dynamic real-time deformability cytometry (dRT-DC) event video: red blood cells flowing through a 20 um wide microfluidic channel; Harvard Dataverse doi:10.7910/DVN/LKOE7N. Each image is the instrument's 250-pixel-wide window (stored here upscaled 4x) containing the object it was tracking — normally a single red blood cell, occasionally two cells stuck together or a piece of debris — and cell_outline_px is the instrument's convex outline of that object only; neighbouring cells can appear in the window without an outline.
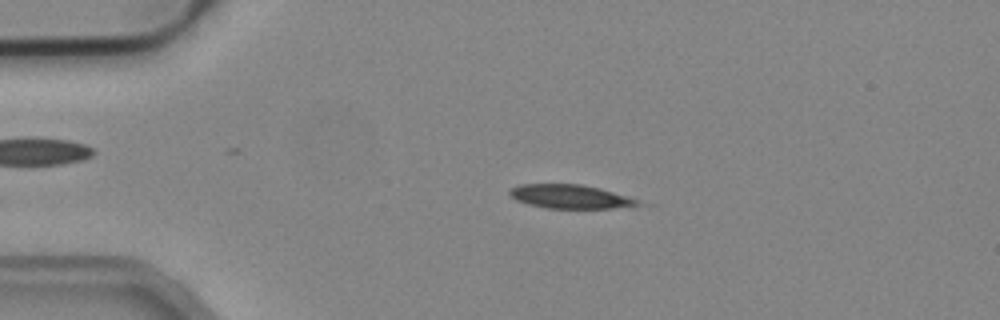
{"species": "common noctule bat (a hibernating species)", "species_latin": "Nyctalus noctula", "temperature_condition": "cold", "stored_images_in_passage": 12, "camera_frame_rate_fps": 3000, "um_per_image_px": 0.085, "animal": {"sex": "male", "body_mass_g": 19.2, "forearm_length_mm": 51.8}, "frame": {"image": 1, "passage_image": 5, "time_ms": 1.333, "image_size_px": [1000, 320], "cell_outline_px": [[640, 204], [632, 208], [548, 208], [528, 204], [516, 200], [508, 192], [508, 188], [516, 184], [580, 184], [600, 188], [628, 196], [640, 200]], "centroid_in_image_um": [48.48, 16.71], "position_along_channel_um": 36.5, "area_um2": 18.03}}